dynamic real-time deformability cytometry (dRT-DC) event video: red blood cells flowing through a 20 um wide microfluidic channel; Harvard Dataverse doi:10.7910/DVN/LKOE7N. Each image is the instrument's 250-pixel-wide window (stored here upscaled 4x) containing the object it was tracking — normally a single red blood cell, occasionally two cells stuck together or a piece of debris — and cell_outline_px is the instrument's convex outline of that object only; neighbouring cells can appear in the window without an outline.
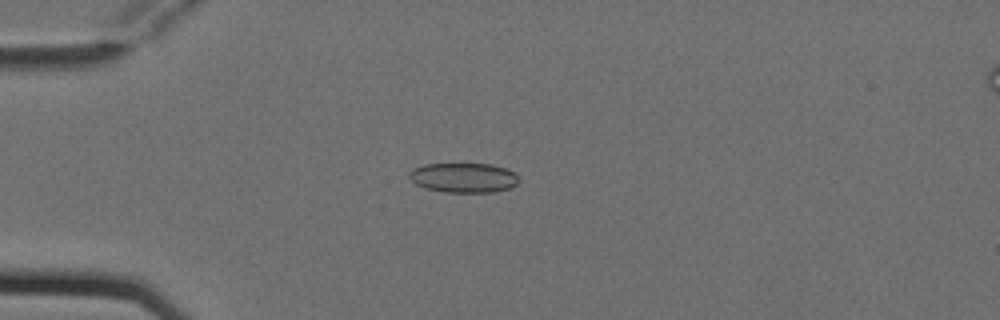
{"species": "Egyptian fruit bat (a non-hibernating species)", "species_latin": "Rousettus aegyptiacus", "temperature_condition": "cold", "stored_images_in_passage": 5, "camera_frame_rate_fps": 3000, "um_per_image_px": 0.085, "animal": {"sex": "female"}, "frame": {"image": 1, "passage_image": 3, "time_ms": 0.667, "image_size_px": [1000, 320], "cell_outline_px": [[520, 180], [512, 188], [492, 192], [448, 192], [424, 188], [416, 184], [408, 176], [408, 172], [412, 168], [424, 164], [492, 164], [508, 168]], "centroid_in_image_um": [39.4, 15.1], "position_along_channel_um": 45.6, "area_um2": 19.07}}
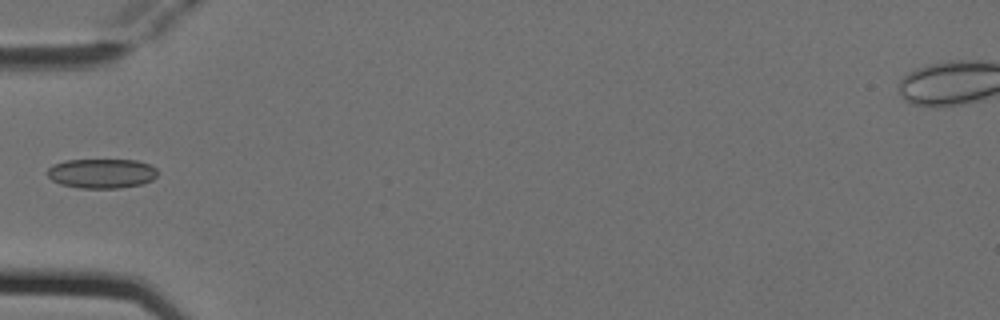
{"frame": {"image": 2, "passage_image": 4, "time_ms": 1.0, "image_size_px": [1000, 320], "cell_outline_px": [[156, 176], [152, 180], [140, 184], [120, 188], [80, 188], [60, 184], [52, 180], [48, 176], [48, 168], [52, 164], [64, 160], [136, 160], [148, 164], [156, 168]], "centroid_in_image_um": [8.61, 14.74], "position_along_channel_um": 76.4, "area_um2": 18.96}}
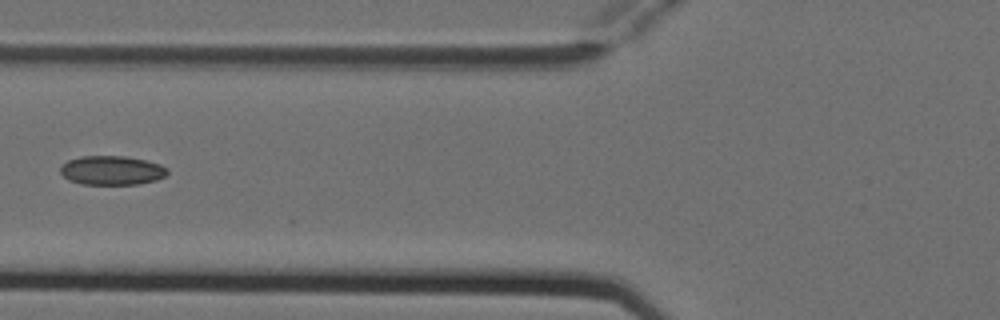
{"frame": {"image": 3, "passage_image": 5, "time_ms": 1.333, "image_size_px": [1000, 320], "cell_outline_px": [[168, 172], [164, 176], [156, 180], [136, 184], [80, 184], [68, 180], [60, 172], [60, 168], [68, 160], [80, 156], [124, 156], [144, 160], [160, 164], [168, 168]], "centroid_in_image_um": [9.49, 14.48], "position_along_channel_um": 116.3, "area_um2": 18.09}}